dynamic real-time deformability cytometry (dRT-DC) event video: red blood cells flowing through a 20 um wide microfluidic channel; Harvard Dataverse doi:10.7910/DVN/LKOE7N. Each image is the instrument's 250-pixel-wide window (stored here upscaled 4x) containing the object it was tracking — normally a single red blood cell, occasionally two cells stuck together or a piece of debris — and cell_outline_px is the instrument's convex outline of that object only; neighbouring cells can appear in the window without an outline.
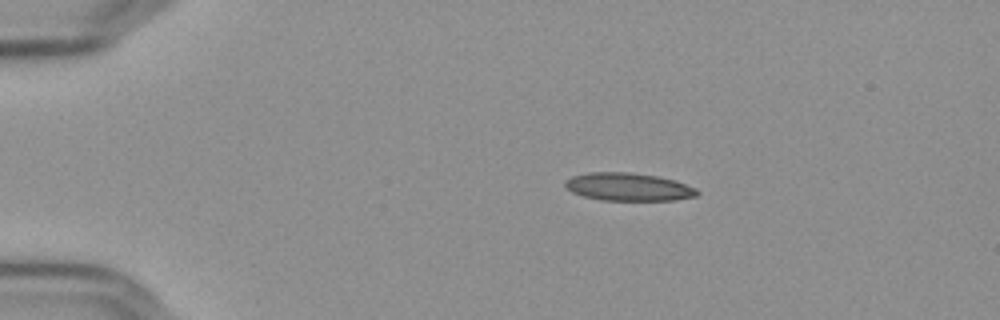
{"species": "Egyptian fruit bat (a non-hibernating species)", "species_latin": "Rousettus aegyptiacus", "temperature_condition": "cold", "stored_images_in_passage": 46, "camera_frame_rate_fps": 3000, "um_per_image_px": 0.085, "frame": {"image": 1, "passage_image": 1, "time_ms": 0.0, "image_size_px": [1000, 320], "cell_outline_px": [[700, 192], [696, 196], [676, 200], [600, 200], [584, 196], [572, 192], [564, 188], [564, 180], [572, 176], [588, 172], [628, 172], [656, 176], [672, 180], [696, 188]], "centroid_in_image_um": [53.36, 15.88], "position_along_channel_um": 31.6, "area_um2": 21.44}}
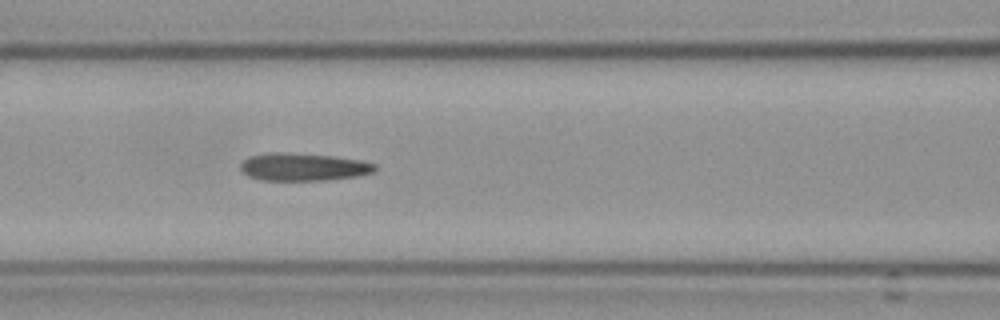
{"frame": {"image": 2, "passage_image": 15, "time_ms": 4.667, "image_size_px": [1000, 320], "cell_outline_px": [[376, 168], [372, 172], [356, 176], [328, 180], [260, 180], [248, 176], [240, 168], [240, 164], [248, 156], [268, 152], [284, 152], [332, 156], [360, 160], [376, 164]], "centroid_in_image_um": [25.74, 14.18], "position_along_channel_um": 140.9, "area_um2": 21.68}}
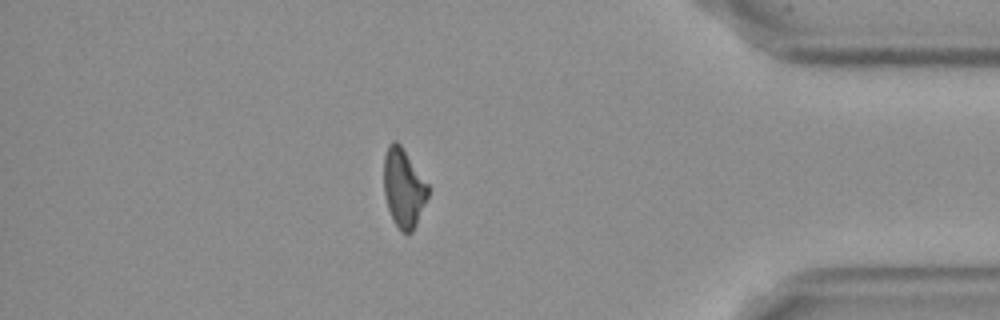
{"frame": {"image": 3, "passage_image": 39, "time_ms": 12.667, "image_size_px": [1000, 320], "cell_outline_px": [[428, 196], [416, 224], [412, 232], [400, 232], [392, 220], [388, 208], [384, 192], [384, 156], [388, 144], [392, 140], [396, 140], [400, 144], [428, 184]], "centroid_in_image_um": [34.29, 15.97], "position_along_channel_um": 400.9, "area_um2": 20.17}, "authors_computed_cell_mechanics": {"area_um2": 21.6172, "velocity_mm_per_s": 3.6384, "shape_relaxation_time_tau1_ms": 8.9975, "shape_relaxation_time_tau2_ms": 3.4293, "deformation_change_tau1": 0.2117, "deformation_change_tau2": 0.1424}}